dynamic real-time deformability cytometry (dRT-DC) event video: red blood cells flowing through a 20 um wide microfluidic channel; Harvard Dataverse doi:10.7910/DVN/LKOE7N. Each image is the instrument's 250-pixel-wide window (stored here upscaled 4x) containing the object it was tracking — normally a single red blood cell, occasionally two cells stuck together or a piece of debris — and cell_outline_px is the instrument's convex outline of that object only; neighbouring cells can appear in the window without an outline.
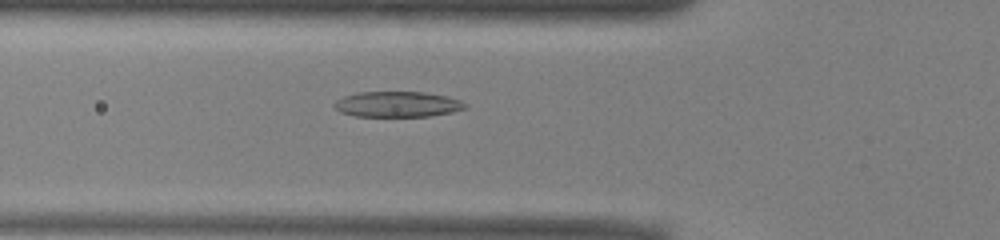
{"species": "common noctule bat (a hibernating species)", "species_latin": "Nyctalus noctula", "temperature_condition": "warm", "stored_images_in_passage": 38, "camera_frame_rate_fps": 3000, "um_per_image_px": 0.085, "animal": {"sex": "male", "body_mass_g": 13.0, "forearm_length_mm": 53.1}, "frame": {"image": 1, "passage_image": 11, "time_ms": 3.333, "image_size_px": [1000, 240], "cell_outline_px": [[468, 108], [452, 112], [428, 116], [356, 116], [340, 112], [332, 104], [336, 100], [344, 96], [356, 92], [424, 92], [448, 96], [460, 100], [468, 104]], "centroid_in_image_um": [33.8, 8.85], "position_along_channel_um": 92.0, "area_um2": 19.59}}
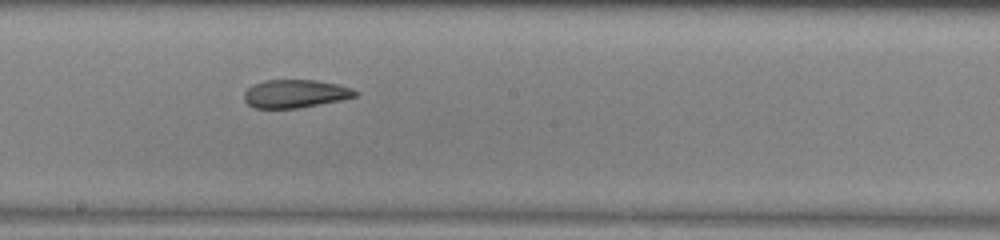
{"frame": {"image": 2, "passage_image": 21, "time_ms": 6.667, "image_size_px": [1000, 240], "cell_outline_px": [[360, 92], [356, 96], [344, 100], [296, 108], [256, 108], [248, 104], [244, 100], [244, 92], [252, 84], [264, 80], [316, 80], [340, 84], [352, 88]], "centroid_in_image_um": [25.13, 7.95], "position_along_channel_um": 223.1, "area_um2": 18.44}}
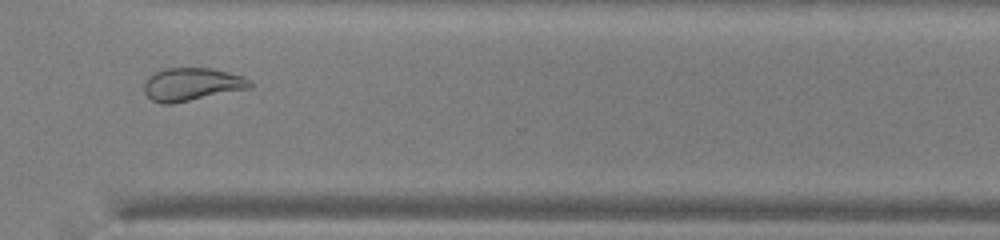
{"frame": {"image": 3, "passage_image": 31, "time_ms": 10.0, "image_size_px": [1000, 240], "cell_outline_px": [[252, 88], [172, 104], [160, 104], [152, 100], [144, 92], [144, 84], [148, 76], [164, 68], [212, 68], [244, 76], [252, 80]], "centroid_in_image_um": [16.33, 7.17], "position_along_channel_um": 354.3, "area_um2": 20.58}, "authors_computed_cell_mechanics": {"area_um2": 20.4034, "velocity_mm_per_s": 3.9321, "shape_relaxation_time_tau1_ms": null, "shape_relaxation_time_tau2_ms": 2.8095, "deformation_change_tau1": null, "deformation_change_tau2": 0.0939}}